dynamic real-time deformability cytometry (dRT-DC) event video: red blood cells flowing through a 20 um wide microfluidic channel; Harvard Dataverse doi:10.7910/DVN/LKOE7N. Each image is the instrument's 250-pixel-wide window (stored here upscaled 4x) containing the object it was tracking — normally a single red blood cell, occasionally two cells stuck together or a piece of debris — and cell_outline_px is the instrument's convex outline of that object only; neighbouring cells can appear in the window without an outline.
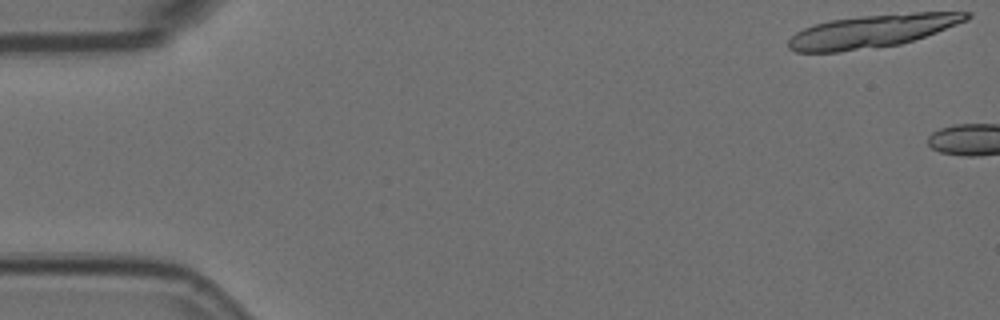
{"species": "Egyptian fruit bat (a non-hibernating species)", "species_latin": "Rousettus aegyptiacus", "temperature_condition": "room temperature", "stored_images_in_passage": 4, "camera_frame_rate_fps": 3000, "um_per_image_px": 0.085, "animal": {"sex": "female"}, "frame": {"image": 1, "passage_image": 1, "time_ms": 0.0, "image_size_px": [1000, 320], "cell_outline_px": [[972, 16], [968, 20], [936, 32], [900, 44], [840, 52], [796, 52], [788, 48], [788, 40], [796, 32], [804, 28], [828, 20], [860, 16], [916, 12], [972, 12]], "centroid_in_image_um": [74.12, 2.64], "position_along_channel_um": 10.9, "area_um2": 33.99}}